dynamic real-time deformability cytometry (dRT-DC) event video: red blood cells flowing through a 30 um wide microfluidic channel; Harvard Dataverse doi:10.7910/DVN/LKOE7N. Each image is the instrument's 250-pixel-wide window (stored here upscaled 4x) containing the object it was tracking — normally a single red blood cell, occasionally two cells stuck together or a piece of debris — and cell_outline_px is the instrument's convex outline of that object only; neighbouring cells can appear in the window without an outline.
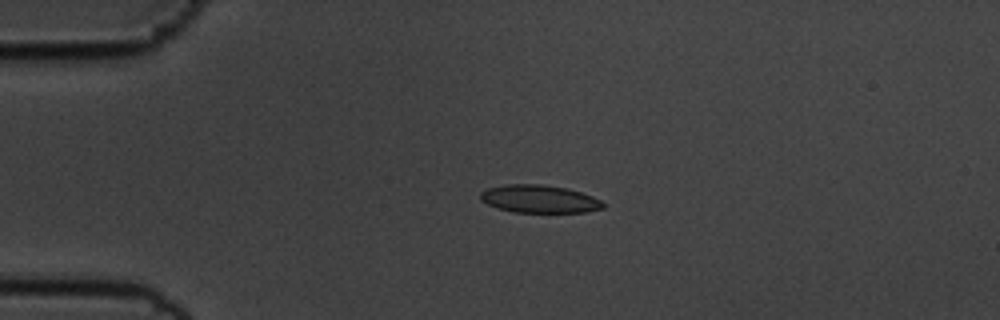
{"species": "common noctule bat (a hibernating species)", "species_latin": "Nyctalus noctula", "temperature_condition": "cold", "stored_images_in_passage": 44, "camera_frame_rate_fps": 3000, "um_per_image_px": 0.085, "animal": {"sex": "male", "body_mass_g": 19.5, "forearm_length_mm": 54.6}, "frame": {"image": 1, "passage_image": 1, "time_ms": 0.0, "image_size_px": [1000, 320], "cell_outline_px": [[604, 208], [584, 212], [512, 212], [496, 208], [480, 200], [480, 192], [488, 188], [504, 184], [540, 184], [568, 188], [592, 196], [600, 200], [604, 204]], "centroid_in_image_um": [45.81, 16.91], "position_along_channel_um": 39.2, "area_um2": 19.94}}
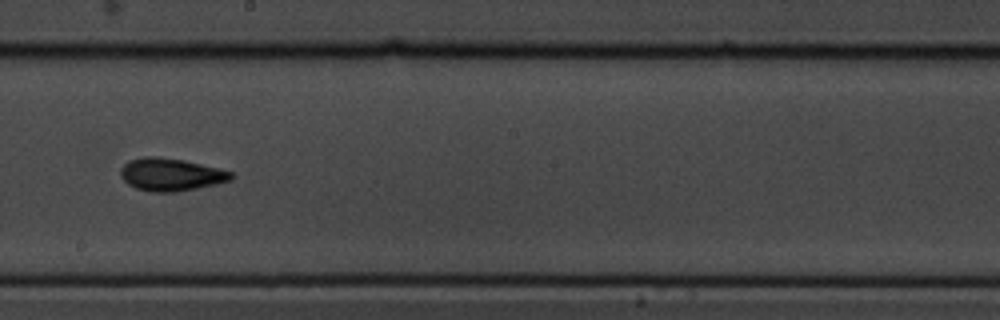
{"frame": {"image": 2, "passage_image": 20, "time_ms": 6.333, "image_size_px": [1000, 320], "cell_outline_px": [[232, 180], [216, 184], [176, 192], [152, 192], [136, 188], [128, 184], [120, 176], [120, 168], [128, 160], [144, 156], [156, 156], [184, 160], [232, 172]], "centroid_in_image_um": [14.47, 14.83], "position_along_channel_um": 233.7, "area_um2": 20.98}}
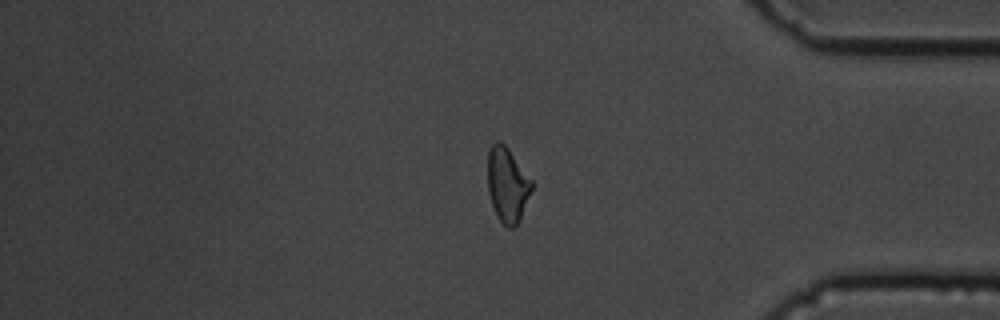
{"frame": {"image": 3, "passage_image": 35, "time_ms": 11.333, "image_size_px": [1000, 320], "cell_outline_px": [[532, 188], [520, 220], [512, 228], [508, 228], [496, 216], [488, 192], [488, 152], [492, 144], [496, 140], [500, 140], [508, 148], [532, 180]], "centroid_in_image_um": [43.12, 15.69], "position_along_channel_um": 392.1, "area_um2": 19.07}, "authors_computed_cell_mechanics": {"area_um2": 19.8832, "velocity_mm_per_s": 3.5832, "shape_relaxation_time_tau1_ms": 5.8699, "shape_relaxation_time_tau2_ms": 4.4879, "deformation_change_tau1": 0.1404, "deformation_change_tau2": 0.1036}}